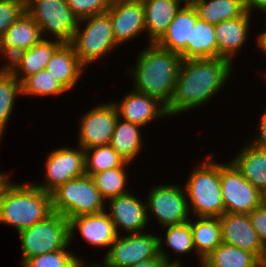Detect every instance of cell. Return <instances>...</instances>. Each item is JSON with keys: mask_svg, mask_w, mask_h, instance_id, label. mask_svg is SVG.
Returning a JSON list of instances; mask_svg holds the SVG:
<instances>
[{"mask_svg": "<svg viewBox=\"0 0 266 267\" xmlns=\"http://www.w3.org/2000/svg\"><path fill=\"white\" fill-rule=\"evenodd\" d=\"M224 58L182 60L174 92L166 111L170 117L199 108L222 91L233 66Z\"/></svg>", "mask_w": 266, "mask_h": 267, "instance_id": "6da1fadb", "label": "cell"}, {"mask_svg": "<svg viewBox=\"0 0 266 267\" xmlns=\"http://www.w3.org/2000/svg\"><path fill=\"white\" fill-rule=\"evenodd\" d=\"M136 57V64L128 70L134 80L133 90L157 98L167 106L183 60L181 55L149 43Z\"/></svg>", "mask_w": 266, "mask_h": 267, "instance_id": "7a4b0ae2", "label": "cell"}, {"mask_svg": "<svg viewBox=\"0 0 266 267\" xmlns=\"http://www.w3.org/2000/svg\"><path fill=\"white\" fill-rule=\"evenodd\" d=\"M6 180L0 189V223L17 232L30 228L53 213L51 193L33 183Z\"/></svg>", "mask_w": 266, "mask_h": 267, "instance_id": "3957f363", "label": "cell"}, {"mask_svg": "<svg viewBox=\"0 0 266 267\" xmlns=\"http://www.w3.org/2000/svg\"><path fill=\"white\" fill-rule=\"evenodd\" d=\"M209 154L205 160L189 173L185 181L188 207L193 217L220 218L225 213L220 180V163ZM212 160V161H211Z\"/></svg>", "mask_w": 266, "mask_h": 267, "instance_id": "277c9868", "label": "cell"}, {"mask_svg": "<svg viewBox=\"0 0 266 267\" xmlns=\"http://www.w3.org/2000/svg\"><path fill=\"white\" fill-rule=\"evenodd\" d=\"M53 212L70 218L105 211L106 200L90 175H82L59 185L51 192Z\"/></svg>", "mask_w": 266, "mask_h": 267, "instance_id": "5b68a950", "label": "cell"}, {"mask_svg": "<svg viewBox=\"0 0 266 267\" xmlns=\"http://www.w3.org/2000/svg\"><path fill=\"white\" fill-rule=\"evenodd\" d=\"M70 44L85 68L120 46L114 38L107 13L79 20Z\"/></svg>", "mask_w": 266, "mask_h": 267, "instance_id": "8992f818", "label": "cell"}, {"mask_svg": "<svg viewBox=\"0 0 266 267\" xmlns=\"http://www.w3.org/2000/svg\"><path fill=\"white\" fill-rule=\"evenodd\" d=\"M22 264L31 257L58 251L70 246L69 220L53 212L46 219L18 232Z\"/></svg>", "mask_w": 266, "mask_h": 267, "instance_id": "52a82bcc", "label": "cell"}, {"mask_svg": "<svg viewBox=\"0 0 266 267\" xmlns=\"http://www.w3.org/2000/svg\"><path fill=\"white\" fill-rule=\"evenodd\" d=\"M25 11L38 24L43 38L54 36L62 43H70L79 19L66 0H25Z\"/></svg>", "mask_w": 266, "mask_h": 267, "instance_id": "ba28073f", "label": "cell"}, {"mask_svg": "<svg viewBox=\"0 0 266 267\" xmlns=\"http://www.w3.org/2000/svg\"><path fill=\"white\" fill-rule=\"evenodd\" d=\"M220 180L225 213L249 214L266 201L231 161L220 163Z\"/></svg>", "mask_w": 266, "mask_h": 267, "instance_id": "9c48e42d", "label": "cell"}, {"mask_svg": "<svg viewBox=\"0 0 266 267\" xmlns=\"http://www.w3.org/2000/svg\"><path fill=\"white\" fill-rule=\"evenodd\" d=\"M146 197L147 217L150 220L151 215L155 216L154 220H157V224L160 226L178 225L190 220L184 186H178L174 183L155 185Z\"/></svg>", "mask_w": 266, "mask_h": 267, "instance_id": "30bf717a", "label": "cell"}, {"mask_svg": "<svg viewBox=\"0 0 266 267\" xmlns=\"http://www.w3.org/2000/svg\"><path fill=\"white\" fill-rule=\"evenodd\" d=\"M150 233L118 235L102 260L107 267H130L155 258L159 254V236Z\"/></svg>", "mask_w": 266, "mask_h": 267, "instance_id": "8fae6325", "label": "cell"}, {"mask_svg": "<svg viewBox=\"0 0 266 267\" xmlns=\"http://www.w3.org/2000/svg\"><path fill=\"white\" fill-rule=\"evenodd\" d=\"M85 174V150L79 145L75 148L59 147L52 150L46 158V182L32 183L51 193L59 185Z\"/></svg>", "mask_w": 266, "mask_h": 267, "instance_id": "7c38bea8", "label": "cell"}, {"mask_svg": "<svg viewBox=\"0 0 266 267\" xmlns=\"http://www.w3.org/2000/svg\"><path fill=\"white\" fill-rule=\"evenodd\" d=\"M77 143L84 150L110 143L118 119L113 102L94 106L80 117Z\"/></svg>", "mask_w": 266, "mask_h": 267, "instance_id": "4fadbf2b", "label": "cell"}, {"mask_svg": "<svg viewBox=\"0 0 266 267\" xmlns=\"http://www.w3.org/2000/svg\"><path fill=\"white\" fill-rule=\"evenodd\" d=\"M107 201L109 206L105 209H109L108 215L118 235H121V232L126 235L144 232L149 223L145 201L135 196L132 191Z\"/></svg>", "mask_w": 266, "mask_h": 267, "instance_id": "5bb4252c", "label": "cell"}, {"mask_svg": "<svg viewBox=\"0 0 266 267\" xmlns=\"http://www.w3.org/2000/svg\"><path fill=\"white\" fill-rule=\"evenodd\" d=\"M106 13L119 45L140 36L144 31L146 33L142 0H112Z\"/></svg>", "mask_w": 266, "mask_h": 267, "instance_id": "9a60e30c", "label": "cell"}, {"mask_svg": "<svg viewBox=\"0 0 266 267\" xmlns=\"http://www.w3.org/2000/svg\"><path fill=\"white\" fill-rule=\"evenodd\" d=\"M219 221L222 243L251 252L263 263L266 247L260 241L248 214L224 213Z\"/></svg>", "mask_w": 266, "mask_h": 267, "instance_id": "2e32d148", "label": "cell"}, {"mask_svg": "<svg viewBox=\"0 0 266 267\" xmlns=\"http://www.w3.org/2000/svg\"><path fill=\"white\" fill-rule=\"evenodd\" d=\"M70 243L74 240V233L92 247L108 248L115 242L118 234L113 221L108 215V211L96 214H85L69 219ZM78 230V231H77Z\"/></svg>", "mask_w": 266, "mask_h": 267, "instance_id": "e0dca14e", "label": "cell"}, {"mask_svg": "<svg viewBox=\"0 0 266 267\" xmlns=\"http://www.w3.org/2000/svg\"><path fill=\"white\" fill-rule=\"evenodd\" d=\"M118 117L141 127L157 119L168 117L166 106L157 98L131 90L120 102L113 101Z\"/></svg>", "mask_w": 266, "mask_h": 267, "instance_id": "ac0fdd59", "label": "cell"}, {"mask_svg": "<svg viewBox=\"0 0 266 267\" xmlns=\"http://www.w3.org/2000/svg\"><path fill=\"white\" fill-rule=\"evenodd\" d=\"M251 16V17H250ZM251 13L245 12L242 16L224 20L215 27V35L218 45V58H224L234 62V57L245 46L250 29Z\"/></svg>", "mask_w": 266, "mask_h": 267, "instance_id": "d6986e66", "label": "cell"}, {"mask_svg": "<svg viewBox=\"0 0 266 267\" xmlns=\"http://www.w3.org/2000/svg\"><path fill=\"white\" fill-rule=\"evenodd\" d=\"M197 19L198 14L193 6H182L156 44L163 49L180 54L183 60H187V42L190 40V34Z\"/></svg>", "mask_w": 266, "mask_h": 267, "instance_id": "ffe728a7", "label": "cell"}, {"mask_svg": "<svg viewBox=\"0 0 266 267\" xmlns=\"http://www.w3.org/2000/svg\"><path fill=\"white\" fill-rule=\"evenodd\" d=\"M46 69L67 91L77 85L78 80H80L85 71V67L80 63L70 43H62L54 51Z\"/></svg>", "mask_w": 266, "mask_h": 267, "instance_id": "44dd1931", "label": "cell"}, {"mask_svg": "<svg viewBox=\"0 0 266 267\" xmlns=\"http://www.w3.org/2000/svg\"><path fill=\"white\" fill-rule=\"evenodd\" d=\"M148 43H156L167 31L182 4L175 0H142Z\"/></svg>", "mask_w": 266, "mask_h": 267, "instance_id": "7402d4cb", "label": "cell"}, {"mask_svg": "<svg viewBox=\"0 0 266 267\" xmlns=\"http://www.w3.org/2000/svg\"><path fill=\"white\" fill-rule=\"evenodd\" d=\"M230 161L255 188L266 196V150L247 144Z\"/></svg>", "mask_w": 266, "mask_h": 267, "instance_id": "603a6c76", "label": "cell"}, {"mask_svg": "<svg viewBox=\"0 0 266 267\" xmlns=\"http://www.w3.org/2000/svg\"><path fill=\"white\" fill-rule=\"evenodd\" d=\"M141 126L118 117L110 145L127 163H132L138 157L142 148L143 140L140 134Z\"/></svg>", "mask_w": 266, "mask_h": 267, "instance_id": "cb8c5ba5", "label": "cell"}, {"mask_svg": "<svg viewBox=\"0 0 266 267\" xmlns=\"http://www.w3.org/2000/svg\"><path fill=\"white\" fill-rule=\"evenodd\" d=\"M191 218V230L195 254L201 266L203 259L222 243L221 223L219 218L196 217Z\"/></svg>", "mask_w": 266, "mask_h": 267, "instance_id": "d4e9b609", "label": "cell"}, {"mask_svg": "<svg viewBox=\"0 0 266 267\" xmlns=\"http://www.w3.org/2000/svg\"><path fill=\"white\" fill-rule=\"evenodd\" d=\"M163 229L166 230V237L164 238L165 240H163L162 237L159 236V254L170 267H183V264L181 265L182 262L179 260L180 258L177 259L175 257V260L170 262V255H168V252L164 249V242L167 247H171L177 256H179V254H188L189 252L195 251L191 230V218L185 223L166 226L163 227Z\"/></svg>", "mask_w": 266, "mask_h": 267, "instance_id": "484cf974", "label": "cell"}, {"mask_svg": "<svg viewBox=\"0 0 266 267\" xmlns=\"http://www.w3.org/2000/svg\"><path fill=\"white\" fill-rule=\"evenodd\" d=\"M42 38L33 47L26 50L25 55L18 66L12 73L21 83L26 77L46 69L47 63L54 51L62 44L61 41L54 39Z\"/></svg>", "mask_w": 266, "mask_h": 267, "instance_id": "4316f807", "label": "cell"}, {"mask_svg": "<svg viewBox=\"0 0 266 267\" xmlns=\"http://www.w3.org/2000/svg\"><path fill=\"white\" fill-rule=\"evenodd\" d=\"M201 267H263V263L251 252L221 243L203 259Z\"/></svg>", "mask_w": 266, "mask_h": 267, "instance_id": "83f0119b", "label": "cell"}, {"mask_svg": "<svg viewBox=\"0 0 266 267\" xmlns=\"http://www.w3.org/2000/svg\"><path fill=\"white\" fill-rule=\"evenodd\" d=\"M218 58V45L214 25L197 19L187 42V60Z\"/></svg>", "mask_w": 266, "mask_h": 267, "instance_id": "f1b7e54d", "label": "cell"}, {"mask_svg": "<svg viewBox=\"0 0 266 267\" xmlns=\"http://www.w3.org/2000/svg\"><path fill=\"white\" fill-rule=\"evenodd\" d=\"M193 7L199 19L212 25L240 17L246 12L242 0H197Z\"/></svg>", "mask_w": 266, "mask_h": 267, "instance_id": "f546056e", "label": "cell"}, {"mask_svg": "<svg viewBox=\"0 0 266 267\" xmlns=\"http://www.w3.org/2000/svg\"><path fill=\"white\" fill-rule=\"evenodd\" d=\"M42 38L38 24L25 12L0 37V47L17 45L28 50Z\"/></svg>", "mask_w": 266, "mask_h": 267, "instance_id": "4dcf8cb0", "label": "cell"}, {"mask_svg": "<svg viewBox=\"0 0 266 267\" xmlns=\"http://www.w3.org/2000/svg\"><path fill=\"white\" fill-rule=\"evenodd\" d=\"M129 164L110 144L85 149V173L87 175L91 176L95 173L115 167L128 166Z\"/></svg>", "mask_w": 266, "mask_h": 267, "instance_id": "1f68e13d", "label": "cell"}, {"mask_svg": "<svg viewBox=\"0 0 266 267\" xmlns=\"http://www.w3.org/2000/svg\"><path fill=\"white\" fill-rule=\"evenodd\" d=\"M126 168L128 166L115 167L90 176L99 193L106 201L129 192L125 188L128 181Z\"/></svg>", "mask_w": 266, "mask_h": 267, "instance_id": "d6a6232c", "label": "cell"}, {"mask_svg": "<svg viewBox=\"0 0 266 267\" xmlns=\"http://www.w3.org/2000/svg\"><path fill=\"white\" fill-rule=\"evenodd\" d=\"M65 92L67 90L47 69L32 74L21 82V95L23 96L49 97L59 96Z\"/></svg>", "mask_w": 266, "mask_h": 267, "instance_id": "836d02e7", "label": "cell"}, {"mask_svg": "<svg viewBox=\"0 0 266 267\" xmlns=\"http://www.w3.org/2000/svg\"><path fill=\"white\" fill-rule=\"evenodd\" d=\"M21 96V83L9 73H0V136L3 137L4 130L13 109L17 96Z\"/></svg>", "mask_w": 266, "mask_h": 267, "instance_id": "e575fe53", "label": "cell"}, {"mask_svg": "<svg viewBox=\"0 0 266 267\" xmlns=\"http://www.w3.org/2000/svg\"><path fill=\"white\" fill-rule=\"evenodd\" d=\"M68 249L67 246L58 251L31 257L22 264V267H73L80 257Z\"/></svg>", "mask_w": 266, "mask_h": 267, "instance_id": "d590c367", "label": "cell"}, {"mask_svg": "<svg viewBox=\"0 0 266 267\" xmlns=\"http://www.w3.org/2000/svg\"><path fill=\"white\" fill-rule=\"evenodd\" d=\"M112 0H66L71 11L81 20L95 15L105 14Z\"/></svg>", "mask_w": 266, "mask_h": 267, "instance_id": "8d00e7d4", "label": "cell"}, {"mask_svg": "<svg viewBox=\"0 0 266 267\" xmlns=\"http://www.w3.org/2000/svg\"><path fill=\"white\" fill-rule=\"evenodd\" d=\"M25 12V0H0V37Z\"/></svg>", "mask_w": 266, "mask_h": 267, "instance_id": "74e56055", "label": "cell"}, {"mask_svg": "<svg viewBox=\"0 0 266 267\" xmlns=\"http://www.w3.org/2000/svg\"><path fill=\"white\" fill-rule=\"evenodd\" d=\"M25 52V48L17 45L0 47V54L4 57V61L6 60V63L0 66V73L12 74L20 65Z\"/></svg>", "mask_w": 266, "mask_h": 267, "instance_id": "f35d334b", "label": "cell"}, {"mask_svg": "<svg viewBox=\"0 0 266 267\" xmlns=\"http://www.w3.org/2000/svg\"><path fill=\"white\" fill-rule=\"evenodd\" d=\"M248 215L260 241L266 247V201Z\"/></svg>", "mask_w": 266, "mask_h": 267, "instance_id": "ab89813d", "label": "cell"}, {"mask_svg": "<svg viewBox=\"0 0 266 267\" xmlns=\"http://www.w3.org/2000/svg\"><path fill=\"white\" fill-rule=\"evenodd\" d=\"M264 112L262 113L263 115L260 117V124H259V133L257 132V134H255L254 137H252V139H250L251 142H249L250 144H252L254 147L262 149V150H266V106L264 107Z\"/></svg>", "mask_w": 266, "mask_h": 267, "instance_id": "60d3db41", "label": "cell"}, {"mask_svg": "<svg viewBox=\"0 0 266 267\" xmlns=\"http://www.w3.org/2000/svg\"><path fill=\"white\" fill-rule=\"evenodd\" d=\"M130 267H170L164 258L158 254L155 258L143 260Z\"/></svg>", "mask_w": 266, "mask_h": 267, "instance_id": "b9f144b4", "label": "cell"}, {"mask_svg": "<svg viewBox=\"0 0 266 267\" xmlns=\"http://www.w3.org/2000/svg\"><path fill=\"white\" fill-rule=\"evenodd\" d=\"M245 11L252 13V10H259L263 14H266V0H242ZM265 12V13H264Z\"/></svg>", "mask_w": 266, "mask_h": 267, "instance_id": "7bdbcfd3", "label": "cell"}, {"mask_svg": "<svg viewBox=\"0 0 266 267\" xmlns=\"http://www.w3.org/2000/svg\"><path fill=\"white\" fill-rule=\"evenodd\" d=\"M255 41L260 51L265 53L266 55V29H264V31H262L261 33H258Z\"/></svg>", "mask_w": 266, "mask_h": 267, "instance_id": "ee69618b", "label": "cell"}, {"mask_svg": "<svg viewBox=\"0 0 266 267\" xmlns=\"http://www.w3.org/2000/svg\"><path fill=\"white\" fill-rule=\"evenodd\" d=\"M87 264V265H86ZM73 267H107L106 263L102 260V263H86V261H84V259L79 258Z\"/></svg>", "mask_w": 266, "mask_h": 267, "instance_id": "f6af8a7d", "label": "cell"}, {"mask_svg": "<svg viewBox=\"0 0 266 267\" xmlns=\"http://www.w3.org/2000/svg\"><path fill=\"white\" fill-rule=\"evenodd\" d=\"M11 174L10 173H1L0 174V189H1V187L3 186V184L6 182V180L9 178V177H11L10 176Z\"/></svg>", "mask_w": 266, "mask_h": 267, "instance_id": "bcb514c9", "label": "cell"}, {"mask_svg": "<svg viewBox=\"0 0 266 267\" xmlns=\"http://www.w3.org/2000/svg\"><path fill=\"white\" fill-rule=\"evenodd\" d=\"M177 2H179L180 4L182 3L183 6H193V4L197 1V0H175ZM184 3V4H183Z\"/></svg>", "mask_w": 266, "mask_h": 267, "instance_id": "7dc6e473", "label": "cell"}, {"mask_svg": "<svg viewBox=\"0 0 266 267\" xmlns=\"http://www.w3.org/2000/svg\"><path fill=\"white\" fill-rule=\"evenodd\" d=\"M263 267H266V256H265V259L263 261Z\"/></svg>", "mask_w": 266, "mask_h": 267, "instance_id": "c3c4849f", "label": "cell"}]
</instances>
